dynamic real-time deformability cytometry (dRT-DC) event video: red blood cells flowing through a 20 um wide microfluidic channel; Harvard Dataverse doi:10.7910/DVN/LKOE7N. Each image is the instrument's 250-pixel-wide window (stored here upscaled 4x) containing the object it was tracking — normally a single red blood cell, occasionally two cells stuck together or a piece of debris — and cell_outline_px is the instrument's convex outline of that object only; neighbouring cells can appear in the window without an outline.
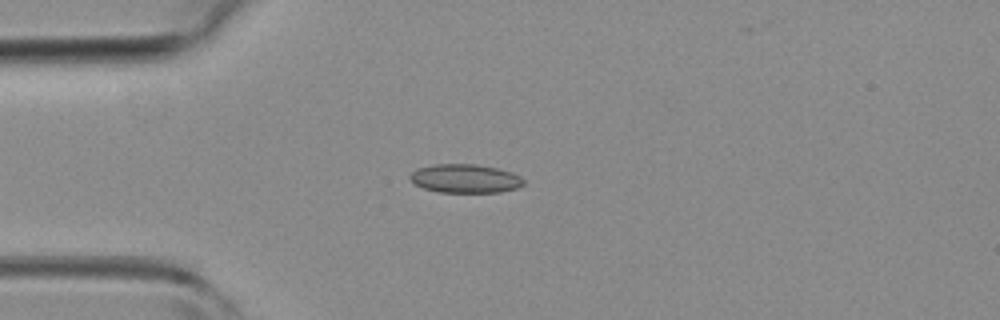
{"species": "common noctule bat (a hibernating species)", "species_latin": "Nyctalus noctula", "temperature_condition": "room temperature", "stored_images_in_passage": 3, "camera_frame_rate_fps": 3000, "um_per_image_px": 0.085, "animal": {"sex": "female", "body_mass_g": 19.3, "forearm_length_mm": 54.1}, "frame": {"image": 1, "passage_image": 2, "time_ms": 2.333, "image_size_px": [1000, 320], "cell_outline_px": [[524, 184], [516, 188], [500, 192], [440, 192], [424, 188], [416, 184], [408, 176], [416, 168], [432, 164], [476, 164], [496, 168], [512, 172], [520, 176], [524, 180]], "centroid_in_image_um": [39.54, 15.16], "position_along_channel_um": 45.5, "area_um2": 18.96}}